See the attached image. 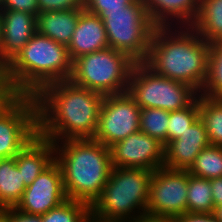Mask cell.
I'll return each instance as SVG.
<instances>
[{"mask_svg": "<svg viewBox=\"0 0 222 222\" xmlns=\"http://www.w3.org/2000/svg\"><path fill=\"white\" fill-rule=\"evenodd\" d=\"M139 222H175V221L174 219H155V218L145 217L141 219Z\"/></svg>", "mask_w": 222, "mask_h": 222, "instance_id": "cell-35", "label": "cell"}, {"mask_svg": "<svg viewBox=\"0 0 222 222\" xmlns=\"http://www.w3.org/2000/svg\"><path fill=\"white\" fill-rule=\"evenodd\" d=\"M189 174L205 179L222 177V146L210 145L195 158Z\"/></svg>", "mask_w": 222, "mask_h": 222, "instance_id": "cell-26", "label": "cell"}, {"mask_svg": "<svg viewBox=\"0 0 222 222\" xmlns=\"http://www.w3.org/2000/svg\"><path fill=\"white\" fill-rule=\"evenodd\" d=\"M135 63L127 54L108 47L75 59L70 80L103 96L124 93Z\"/></svg>", "mask_w": 222, "mask_h": 222, "instance_id": "cell-6", "label": "cell"}, {"mask_svg": "<svg viewBox=\"0 0 222 222\" xmlns=\"http://www.w3.org/2000/svg\"><path fill=\"white\" fill-rule=\"evenodd\" d=\"M3 83H2V70L0 69V95L4 94Z\"/></svg>", "mask_w": 222, "mask_h": 222, "instance_id": "cell-38", "label": "cell"}, {"mask_svg": "<svg viewBox=\"0 0 222 222\" xmlns=\"http://www.w3.org/2000/svg\"><path fill=\"white\" fill-rule=\"evenodd\" d=\"M157 27L191 26L199 12L200 0H142Z\"/></svg>", "mask_w": 222, "mask_h": 222, "instance_id": "cell-17", "label": "cell"}, {"mask_svg": "<svg viewBox=\"0 0 222 222\" xmlns=\"http://www.w3.org/2000/svg\"><path fill=\"white\" fill-rule=\"evenodd\" d=\"M0 222H9L8 218L0 211Z\"/></svg>", "mask_w": 222, "mask_h": 222, "instance_id": "cell-39", "label": "cell"}, {"mask_svg": "<svg viewBox=\"0 0 222 222\" xmlns=\"http://www.w3.org/2000/svg\"><path fill=\"white\" fill-rule=\"evenodd\" d=\"M191 27L206 42L222 40V0H200L199 12Z\"/></svg>", "mask_w": 222, "mask_h": 222, "instance_id": "cell-21", "label": "cell"}, {"mask_svg": "<svg viewBox=\"0 0 222 222\" xmlns=\"http://www.w3.org/2000/svg\"><path fill=\"white\" fill-rule=\"evenodd\" d=\"M0 211L8 218L9 222H42L41 215L20 212L15 207L4 208Z\"/></svg>", "mask_w": 222, "mask_h": 222, "instance_id": "cell-32", "label": "cell"}, {"mask_svg": "<svg viewBox=\"0 0 222 222\" xmlns=\"http://www.w3.org/2000/svg\"><path fill=\"white\" fill-rule=\"evenodd\" d=\"M2 4H3V0H0V8H1Z\"/></svg>", "mask_w": 222, "mask_h": 222, "instance_id": "cell-40", "label": "cell"}, {"mask_svg": "<svg viewBox=\"0 0 222 222\" xmlns=\"http://www.w3.org/2000/svg\"><path fill=\"white\" fill-rule=\"evenodd\" d=\"M189 172L165 166L153 171L146 217L175 219L187 213Z\"/></svg>", "mask_w": 222, "mask_h": 222, "instance_id": "cell-10", "label": "cell"}, {"mask_svg": "<svg viewBox=\"0 0 222 222\" xmlns=\"http://www.w3.org/2000/svg\"><path fill=\"white\" fill-rule=\"evenodd\" d=\"M169 112L159 108H143L140 112L139 130L167 144Z\"/></svg>", "mask_w": 222, "mask_h": 222, "instance_id": "cell-27", "label": "cell"}, {"mask_svg": "<svg viewBox=\"0 0 222 222\" xmlns=\"http://www.w3.org/2000/svg\"><path fill=\"white\" fill-rule=\"evenodd\" d=\"M199 119V95L187 107L169 112L167 143L176 140Z\"/></svg>", "mask_w": 222, "mask_h": 222, "instance_id": "cell-28", "label": "cell"}, {"mask_svg": "<svg viewBox=\"0 0 222 222\" xmlns=\"http://www.w3.org/2000/svg\"><path fill=\"white\" fill-rule=\"evenodd\" d=\"M0 10L22 11L36 16L39 13L37 0H3Z\"/></svg>", "mask_w": 222, "mask_h": 222, "instance_id": "cell-31", "label": "cell"}, {"mask_svg": "<svg viewBox=\"0 0 222 222\" xmlns=\"http://www.w3.org/2000/svg\"><path fill=\"white\" fill-rule=\"evenodd\" d=\"M214 215L222 222V206L215 208Z\"/></svg>", "mask_w": 222, "mask_h": 222, "instance_id": "cell-36", "label": "cell"}, {"mask_svg": "<svg viewBox=\"0 0 222 222\" xmlns=\"http://www.w3.org/2000/svg\"><path fill=\"white\" fill-rule=\"evenodd\" d=\"M109 47L104 22L99 15L87 11L80 12L76 29L67 46L72 61L78 57Z\"/></svg>", "mask_w": 222, "mask_h": 222, "instance_id": "cell-16", "label": "cell"}, {"mask_svg": "<svg viewBox=\"0 0 222 222\" xmlns=\"http://www.w3.org/2000/svg\"><path fill=\"white\" fill-rule=\"evenodd\" d=\"M38 135L33 95H0V158L15 157Z\"/></svg>", "mask_w": 222, "mask_h": 222, "instance_id": "cell-9", "label": "cell"}, {"mask_svg": "<svg viewBox=\"0 0 222 222\" xmlns=\"http://www.w3.org/2000/svg\"><path fill=\"white\" fill-rule=\"evenodd\" d=\"M214 207L222 206V177L210 179Z\"/></svg>", "mask_w": 222, "mask_h": 222, "instance_id": "cell-34", "label": "cell"}, {"mask_svg": "<svg viewBox=\"0 0 222 222\" xmlns=\"http://www.w3.org/2000/svg\"><path fill=\"white\" fill-rule=\"evenodd\" d=\"M26 186L16 165V158L0 160V210L16 207Z\"/></svg>", "mask_w": 222, "mask_h": 222, "instance_id": "cell-20", "label": "cell"}, {"mask_svg": "<svg viewBox=\"0 0 222 222\" xmlns=\"http://www.w3.org/2000/svg\"><path fill=\"white\" fill-rule=\"evenodd\" d=\"M25 186H29L55 160L54 143L37 135L16 156Z\"/></svg>", "mask_w": 222, "mask_h": 222, "instance_id": "cell-18", "label": "cell"}, {"mask_svg": "<svg viewBox=\"0 0 222 222\" xmlns=\"http://www.w3.org/2000/svg\"><path fill=\"white\" fill-rule=\"evenodd\" d=\"M99 17L104 22L110 48L127 54L136 63L145 62L157 26L142 0H136L124 10H104Z\"/></svg>", "mask_w": 222, "mask_h": 222, "instance_id": "cell-7", "label": "cell"}, {"mask_svg": "<svg viewBox=\"0 0 222 222\" xmlns=\"http://www.w3.org/2000/svg\"><path fill=\"white\" fill-rule=\"evenodd\" d=\"M39 12L84 9V0H37Z\"/></svg>", "mask_w": 222, "mask_h": 222, "instance_id": "cell-30", "label": "cell"}, {"mask_svg": "<svg viewBox=\"0 0 222 222\" xmlns=\"http://www.w3.org/2000/svg\"><path fill=\"white\" fill-rule=\"evenodd\" d=\"M164 147L139 130L110 147L112 166L155 171L164 166Z\"/></svg>", "mask_w": 222, "mask_h": 222, "instance_id": "cell-12", "label": "cell"}, {"mask_svg": "<svg viewBox=\"0 0 222 222\" xmlns=\"http://www.w3.org/2000/svg\"><path fill=\"white\" fill-rule=\"evenodd\" d=\"M140 112L128 91L104 96L93 138L110 148L139 131Z\"/></svg>", "mask_w": 222, "mask_h": 222, "instance_id": "cell-11", "label": "cell"}, {"mask_svg": "<svg viewBox=\"0 0 222 222\" xmlns=\"http://www.w3.org/2000/svg\"><path fill=\"white\" fill-rule=\"evenodd\" d=\"M38 135L50 141L93 138L104 99L70 79L49 83L34 95Z\"/></svg>", "mask_w": 222, "mask_h": 222, "instance_id": "cell-1", "label": "cell"}, {"mask_svg": "<svg viewBox=\"0 0 222 222\" xmlns=\"http://www.w3.org/2000/svg\"><path fill=\"white\" fill-rule=\"evenodd\" d=\"M67 198L61 169L54 160L27 186L21 201L16 205L20 212L42 215L57 207Z\"/></svg>", "mask_w": 222, "mask_h": 222, "instance_id": "cell-13", "label": "cell"}, {"mask_svg": "<svg viewBox=\"0 0 222 222\" xmlns=\"http://www.w3.org/2000/svg\"><path fill=\"white\" fill-rule=\"evenodd\" d=\"M73 70L67 46L36 32L2 70L6 94L35 95L49 83L69 80Z\"/></svg>", "mask_w": 222, "mask_h": 222, "instance_id": "cell-3", "label": "cell"}, {"mask_svg": "<svg viewBox=\"0 0 222 222\" xmlns=\"http://www.w3.org/2000/svg\"><path fill=\"white\" fill-rule=\"evenodd\" d=\"M210 146L203 121L199 118L176 140L164 147V166L175 170L188 171L195 158Z\"/></svg>", "mask_w": 222, "mask_h": 222, "instance_id": "cell-15", "label": "cell"}, {"mask_svg": "<svg viewBox=\"0 0 222 222\" xmlns=\"http://www.w3.org/2000/svg\"><path fill=\"white\" fill-rule=\"evenodd\" d=\"M175 222H221L214 213H185L174 219Z\"/></svg>", "mask_w": 222, "mask_h": 222, "instance_id": "cell-33", "label": "cell"}, {"mask_svg": "<svg viewBox=\"0 0 222 222\" xmlns=\"http://www.w3.org/2000/svg\"><path fill=\"white\" fill-rule=\"evenodd\" d=\"M2 16H1V10H0V48H1V44H2Z\"/></svg>", "mask_w": 222, "mask_h": 222, "instance_id": "cell-37", "label": "cell"}, {"mask_svg": "<svg viewBox=\"0 0 222 222\" xmlns=\"http://www.w3.org/2000/svg\"><path fill=\"white\" fill-rule=\"evenodd\" d=\"M54 148L67 198L92 206L113 168L110 148L94 138L54 142Z\"/></svg>", "mask_w": 222, "mask_h": 222, "instance_id": "cell-4", "label": "cell"}, {"mask_svg": "<svg viewBox=\"0 0 222 222\" xmlns=\"http://www.w3.org/2000/svg\"><path fill=\"white\" fill-rule=\"evenodd\" d=\"M210 43L191 26L156 27L145 64L156 74L190 85L200 93L208 68Z\"/></svg>", "mask_w": 222, "mask_h": 222, "instance_id": "cell-2", "label": "cell"}, {"mask_svg": "<svg viewBox=\"0 0 222 222\" xmlns=\"http://www.w3.org/2000/svg\"><path fill=\"white\" fill-rule=\"evenodd\" d=\"M127 91L141 109L159 108L168 112L187 107L199 95L188 84L156 74L144 62L135 63Z\"/></svg>", "mask_w": 222, "mask_h": 222, "instance_id": "cell-8", "label": "cell"}, {"mask_svg": "<svg viewBox=\"0 0 222 222\" xmlns=\"http://www.w3.org/2000/svg\"><path fill=\"white\" fill-rule=\"evenodd\" d=\"M199 118L205 125L210 145L222 146V98L199 95Z\"/></svg>", "mask_w": 222, "mask_h": 222, "instance_id": "cell-22", "label": "cell"}, {"mask_svg": "<svg viewBox=\"0 0 222 222\" xmlns=\"http://www.w3.org/2000/svg\"><path fill=\"white\" fill-rule=\"evenodd\" d=\"M42 222H92L91 206L85 202L66 199L41 215Z\"/></svg>", "mask_w": 222, "mask_h": 222, "instance_id": "cell-25", "label": "cell"}, {"mask_svg": "<svg viewBox=\"0 0 222 222\" xmlns=\"http://www.w3.org/2000/svg\"><path fill=\"white\" fill-rule=\"evenodd\" d=\"M199 95L222 98V40L210 44L207 77Z\"/></svg>", "mask_w": 222, "mask_h": 222, "instance_id": "cell-24", "label": "cell"}, {"mask_svg": "<svg viewBox=\"0 0 222 222\" xmlns=\"http://www.w3.org/2000/svg\"><path fill=\"white\" fill-rule=\"evenodd\" d=\"M2 44L0 69L3 70L37 32L36 15L22 11L1 10Z\"/></svg>", "mask_w": 222, "mask_h": 222, "instance_id": "cell-14", "label": "cell"}, {"mask_svg": "<svg viewBox=\"0 0 222 222\" xmlns=\"http://www.w3.org/2000/svg\"><path fill=\"white\" fill-rule=\"evenodd\" d=\"M135 1L136 0H84V8L93 14L100 15L104 10H124L127 5Z\"/></svg>", "mask_w": 222, "mask_h": 222, "instance_id": "cell-29", "label": "cell"}, {"mask_svg": "<svg viewBox=\"0 0 222 222\" xmlns=\"http://www.w3.org/2000/svg\"><path fill=\"white\" fill-rule=\"evenodd\" d=\"M83 9L39 12L36 16L37 32L57 43L68 46Z\"/></svg>", "mask_w": 222, "mask_h": 222, "instance_id": "cell-19", "label": "cell"}, {"mask_svg": "<svg viewBox=\"0 0 222 222\" xmlns=\"http://www.w3.org/2000/svg\"><path fill=\"white\" fill-rule=\"evenodd\" d=\"M214 211L210 180L189 174L187 212L214 213Z\"/></svg>", "mask_w": 222, "mask_h": 222, "instance_id": "cell-23", "label": "cell"}, {"mask_svg": "<svg viewBox=\"0 0 222 222\" xmlns=\"http://www.w3.org/2000/svg\"><path fill=\"white\" fill-rule=\"evenodd\" d=\"M153 171L113 167L101 196L91 206L92 222H139L146 217Z\"/></svg>", "mask_w": 222, "mask_h": 222, "instance_id": "cell-5", "label": "cell"}]
</instances>
